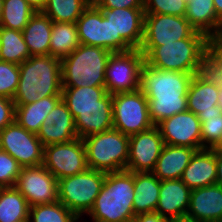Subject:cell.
<instances>
[{"mask_svg": "<svg viewBox=\"0 0 222 222\" xmlns=\"http://www.w3.org/2000/svg\"><path fill=\"white\" fill-rule=\"evenodd\" d=\"M53 21L42 11L36 12L22 31L30 56L49 55Z\"/></svg>", "mask_w": 222, "mask_h": 222, "instance_id": "cb8c5ba5", "label": "cell"}, {"mask_svg": "<svg viewBox=\"0 0 222 222\" xmlns=\"http://www.w3.org/2000/svg\"><path fill=\"white\" fill-rule=\"evenodd\" d=\"M14 187L25 197L30 207L58 201V180L43 164L23 167Z\"/></svg>", "mask_w": 222, "mask_h": 222, "instance_id": "5bb4252c", "label": "cell"}, {"mask_svg": "<svg viewBox=\"0 0 222 222\" xmlns=\"http://www.w3.org/2000/svg\"><path fill=\"white\" fill-rule=\"evenodd\" d=\"M186 216L199 222H222V187L193 189Z\"/></svg>", "mask_w": 222, "mask_h": 222, "instance_id": "ac0fdd59", "label": "cell"}, {"mask_svg": "<svg viewBox=\"0 0 222 222\" xmlns=\"http://www.w3.org/2000/svg\"><path fill=\"white\" fill-rule=\"evenodd\" d=\"M22 168L11 155L0 150V188L14 187Z\"/></svg>", "mask_w": 222, "mask_h": 222, "instance_id": "f35d334b", "label": "cell"}, {"mask_svg": "<svg viewBox=\"0 0 222 222\" xmlns=\"http://www.w3.org/2000/svg\"><path fill=\"white\" fill-rule=\"evenodd\" d=\"M89 169L105 173L126 170L129 136L114 128L82 139Z\"/></svg>", "mask_w": 222, "mask_h": 222, "instance_id": "8992f818", "label": "cell"}, {"mask_svg": "<svg viewBox=\"0 0 222 222\" xmlns=\"http://www.w3.org/2000/svg\"><path fill=\"white\" fill-rule=\"evenodd\" d=\"M92 0H48L43 13L53 22L76 23Z\"/></svg>", "mask_w": 222, "mask_h": 222, "instance_id": "1f68e13d", "label": "cell"}, {"mask_svg": "<svg viewBox=\"0 0 222 222\" xmlns=\"http://www.w3.org/2000/svg\"><path fill=\"white\" fill-rule=\"evenodd\" d=\"M111 51L80 44L61 60L62 87L105 86V70Z\"/></svg>", "mask_w": 222, "mask_h": 222, "instance_id": "277c9868", "label": "cell"}, {"mask_svg": "<svg viewBox=\"0 0 222 222\" xmlns=\"http://www.w3.org/2000/svg\"><path fill=\"white\" fill-rule=\"evenodd\" d=\"M219 89L206 82L198 74L193 76L187 94V109L199 113L216 112L219 106Z\"/></svg>", "mask_w": 222, "mask_h": 222, "instance_id": "4316f807", "label": "cell"}, {"mask_svg": "<svg viewBox=\"0 0 222 222\" xmlns=\"http://www.w3.org/2000/svg\"><path fill=\"white\" fill-rule=\"evenodd\" d=\"M164 141L157 126L129 136L126 171L152 172L156 166Z\"/></svg>", "mask_w": 222, "mask_h": 222, "instance_id": "9a60e30c", "label": "cell"}, {"mask_svg": "<svg viewBox=\"0 0 222 222\" xmlns=\"http://www.w3.org/2000/svg\"><path fill=\"white\" fill-rule=\"evenodd\" d=\"M217 177L216 185L222 187V148H216Z\"/></svg>", "mask_w": 222, "mask_h": 222, "instance_id": "bcb514c9", "label": "cell"}, {"mask_svg": "<svg viewBox=\"0 0 222 222\" xmlns=\"http://www.w3.org/2000/svg\"><path fill=\"white\" fill-rule=\"evenodd\" d=\"M79 218L59 201L30 207L28 222H77Z\"/></svg>", "mask_w": 222, "mask_h": 222, "instance_id": "e575fe53", "label": "cell"}, {"mask_svg": "<svg viewBox=\"0 0 222 222\" xmlns=\"http://www.w3.org/2000/svg\"><path fill=\"white\" fill-rule=\"evenodd\" d=\"M186 4H188L190 2V0H183Z\"/></svg>", "mask_w": 222, "mask_h": 222, "instance_id": "f5cc1de1", "label": "cell"}, {"mask_svg": "<svg viewBox=\"0 0 222 222\" xmlns=\"http://www.w3.org/2000/svg\"><path fill=\"white\" fill-rule=\"evenodd\" d=\"M132 222H170V219L162 217L154 212L135 215Z\"/></svg>", "mask_w": 222, "mask_h": 222, "instance_id": "f6af8a7d", "label": "cell"}, {"mask_svg": "<svg viewBox=\"0 0 222 222\" xmlns=\"http://www.w3.org/2000/svg\"><path fill=\"white\" fill-rule=\"evenodd\" d=\"M36 13L26 0H3L0 26L23 31L30 18Z\"/></svg>", "mask_w": 222, "mask_h": 222, "instance_id": "d6a6232c", "label": "cell"}, {"mask_svg": "<svg viewBox=\"0 0 222 222\" xmlns=\"http://www.w3.org/2000/svg\"><path fill=\"white\" fill-rule=\"evenodd\" d=\"M156 126L164 144L201 150V121L191 111L177 113Z\"/></svg>", "mask_w": 222, "mask_h": 222, "instance_id": "2e32d148", "label": "cell"}, {"mask_svg": "<svg viewBox=\"0 0 222 222\" xmlns=\"http://www.w3.org/2000/svg\"><path fill=\"white\" fill-rule=\"evenodd\" d=\"M160 187L161 180L152 172H134L133 211L135 215L155 212Z\"/></svg>", "mask_w": 222, "mask_h": 222, "instance_id": "603a6c76", "label": "cell"}, {"mask_svg": "<svg viewBox=\"0 0 222 222\" xmlns=\"http://www.w3.org/2000/svg\"><path fill=\"white\" fill-rule=\"evenodd\" d=\"M170 222H199V221L184 216L181 218L171 219Z\"/></svg>", "mask_w": 222, "mask_h": 222, "instance_id": "681fc988", "label": "cell"}, {"mask_svg": "<svg viewBox=\"0 0 222 222\" xmlns=\"http://www.w3.org/2000/svg\"><path fill=\"white\" fill-rule=\"evenodd\" d=\"M186 6L183 0H144V13L185 17Z\"/></svg>", "mask_w": 222, "mask_h": 222, "instance_id": "8d00e7d4", "label": "cell"}, {"mask_svg": "<svg viewBox=\"0 0 222 222\" xmlns=\"http://www.w3.org/2000/svg\"><path fill=\"white\" fill-rule=\"evenodd\" d=\"M207 36L195 31L189 38L155 47L145 63L162 70L198 74L201 60L206 55Z\"/></svg>", "mask_w": 222, "mask_h": 222, "instance_id": "5b68a950", "label": "cell"}, {"mask_svg": "<svg viewBox=\"0 0 222 222\" xmlns=\"http://www.w3.org/2000/svg\"><path fill=\"white\" fill-rule=\"evenodd\" d=\"M80 45L75 23L53 22L49 55L60 60Z\"/></svg>", "mask_w": 222, "mask_h": 222, "instance_id": "f546056e", "label": "cell"}, {"mask_svg": "<svg viewBox=\"0 0 222 222\" xmlns=\"http://www.w3.org/2000/svg\"><path fill=\"white\" fill-rule=\"evenodd\" d=\"M15 121V103L7 97H0V131Z\"/></svg>", "mask_w": 222, "mask_h": 222, "instance_id": "7bdbcfd3", "label": "cell"}, {"mask_svg": "<svg viewBox=\"0 0 222 222\" xmlns=\"http://www.w3.org/2000/svg\"><path fill=\"white\" fill-rule=\"evenodd\" d=\"M20 79L13 97L26 105L49 96H62L61 60L51 55L31 56L19 65Z\"/></svg>", "mask_w": 222, "mask_h": 222, "instance_id": "7a4b0ae2", "label": "cell"}, {"mask_svg": "<svg viewBox=\"0 0 222 222\" xmlns=\"http://www.w3.org/2000/svg\"><path fill=\"white\" fill-rule=\"evenodd\" d=\"M196 30L182 16L145 14L141 53L146 57L155 47L189 38Z\"/></svg>", "mask_w": 222, "mask_h": 222, "instance_id": "30bf717a", "label": "cell"}, {"mask_svg": "<svg viewBox=\"0 0 222 222\" xmlns=\"http://www.w3.org/2000/svg\"><path fill=\"white\" fill-rule=\"evenodd\" d=\"M62 96H49L26 105H15V121L27 131L37 134L51 110Z\"/></svg>", "mask_w": 222, "mask_h": 222, "instance_id": "484cf974", "label": "cell"}, {"mask_svg": "<svg viewBox=\"0 0 222 222\" xmlns=\"http://www.w3.org/2000/svg\"><path fill=\"white\" fill-rule=\"evenodd\" d=\"M145 57L139 49L114 52L105 70V88L111 95L140 89L141 68Z\"/></svg>", "mask_w": 222, "mask_h": 222, "instance_id": "9c48e42d", "label": "cell"}, {"mask_svg": "<svg viewBox=\"0 0 222 222\" xmlns=\"http://www.w3.org/2000/svg\"><path fill=\"white\" fill-rule=\"evenodd\" d=\"M19 79V65L0 61V97H7L13 100Z\"/></svg>", "mask_w": 222, "mask_h": 222, "instance_id": "d590c367", "label": "cell"}, {"mask_svg": "<svg viewBox=\"0 0 222 222\" xmlns=\"http://www.w3.org/2000/svg\"><path fill=\"white\" fill-rule=\"evenodd\" d=\"M196 151L195 148L164 144L152 173L159 180L180 179Z\"/></svg>", "mask_w": 222, "mask_h": 222, "instance_id": "7402d4cb", "label": "cell"}, {"mask_svg": "<svg viewBox=\"0 0 222 222\" xmlns=\"http://www.w3.org/2000/svg\"><path fill=\"white\" fill-rule=\"evenodd\" d=\"M37 137L45 147L51 144L70 142L78 138V134L76 129H58L54 124H42Z\"/></svg>", "mask_w": 222, "mask_h": 222, "instance_id": "74e56055", "label": "cell"}, {"mask_svg": "<svg viewBox=\"0 0 222 222\" xmlns=\"http://www.w3.org/2000/svg\"><path fill=\"white\" fill-rule=\"evenodd\" d=\"M80 44L101 47L114 53L113 28L92 1L75 23Z\"/></svg>", "mask_w": 222, "mask_h": 222, "instance_id": "e0dca14e", "label": "cell"}, {"mask_svg": "<svg viewBox=\"0 0 222 222\" xmlns=\"http://www.w3.org/2000/svg\"><path fill=\"white\" fill-rule=\"evenodd\" d=\"M186 5L185 18L196 31L206 36L222 31L213 0H190Z\"/></svg>", "mask_w": 222, "mask_h": 222, "instance_id": "83f0119b", "label": "cell"}, {"mask_svg": "<svg viewBox=\"0 0 222 222\" xmlns=\"http://www.w3.org/2000/svg\"><path fill=\"white\" fill-rule=\"evenodd\" d=\"M198 75L206 82L222 90V67L214 63L207 55L201 60Z\"/></svg>", "mask_w": 222, "mask_h": 222, "instance_id": "60d3db41", "label": "cell"}, {"mask_svg": "<svg viewBox=\"0 0 222 222\" xmlns=\"http://www.w3.org/2000/svg\"><path fill=\"white\" fill-rule=\"evenodd\" d=\"M134 172L106 173L103 187L88 215L92 222H132Z\"/></svg>", "mask_w": 222, "mask_h": 222, "instance_id": "3957f363", "label": "cell"}, {"mask_svg": "<svg viewBox=\"0 0 222 222\" xmlns=\"http://www.w3.org/2000/svg\"><path fill=\"white\" fill-rule=\"evenodd\" d=\"M218 21L222 24V0H213Z\"/></svg>", "mask_w": 222, "mask_h": 222, "instance_id": "c3c4849f", "label": "cell"}, {"mask_svg": "<svg viewBox=\"0 0 222 222\" xmlns=\"http://www.w3.org/2000/svg\"><path fill=\"white\" fill-rule=\"evenodd\" d=\"M45 168L57 179L73 176L88 169L86 149L82 139L44 147Z\"/></svg>", "mask_w": 222, "mask_h": 222, "instance_id": "7c38bea8", "label": "cell"}, {"mask_svg": "<svg viewBox=\"0 0 222 222\" xmlns=\"http://www.w3.org/2000/svg\"><path fill=\"white\" fill-rule=\"evenodd\" d=\"M193 74L156 69L144 63L140 90L148 100L149 115L156 126L177 113L187 111V94Z\"/></svg>", "mask_w": 222, "mask_h": 222, "instance_id": "6da1fadb", "label": "cell"}, {"mask_svg": "<svg viewBox=\"0 0 222 222\" xmlns=\"http://www.w3.org/2000/svg\"><path fill=\"white\" fill-rule=\"evenodd\" d=\"M30 56L22 31L0 26V61L22 64Z\"/></svg>", "mask_w": 222, "mask_h": 222, "instance_id": "4dcf8cb0", "label": "cell"}, {"mask_svg": "<svg viewBox=\"0 0 222 222\" xmlns=\"http://www.w3.org/2000/svg\"><path fill=\"white\" fill-rule=\"evenodd\" d=\"M74 120L78 138L113 128V107L68 108Z\"/></svg>", "mask_w": 222, "mask_h": 222, "instance_id": "44dd1931", "label": "cell"}, {"mask_svg": "<svg viewBox=\"0 0 222 222\" xmlns=\"http://www.w3.org/2000/svg\"><path fill=\"white\" fill-rule=\"evenodd\" d=\"M206 55L218 66L222 67V31L207 36Z\"/></svg>", "mask_w": 222, "mask_h": 222, "instance_id": "b9f144b4", "label": "cell"}, {"mask_svg": "<svg viewBox=\"0 0 222 222\" xmlns=\"http://www.w3.org/2000/svg\"><path fill=\"white\" fill-rule=\"evenodd\" d=\"M0 150L11 155L22 167L43 163L44 145L37 134L27 131L16 121L0 131Z\"/></svg>", "mask_w": 222, "mask_h": 222, "instance_id": "4fadbf2b", "label": "cell"}, {"mask_svg": "<svg viewBox=\"0 0 222 222\" xmlns=\"http://www.w3.org/2000/svg\"><path fill=\"white\" fill-rule=\"evenodd\" d=\"M106 173L94 169L58 180V201L80 220L92 209L99 195Z\"/></svg>", "mask_w": 222, "mask_h": 222, "instance_id": "52a82bcc", "label": "cell"}, {"mask_svg": "<svg viewBox=\"0 0 222 222\" xmlns=\"http://www.w3.org/2000/svg\"><path fill=\"white\" fill-rule=\"evenodd\" d=\"M113 28L114 52L140 49L143 40L144 8L101 9Z\"/></svg>", "mask_w": 222, "mask_h": 222, "instance_id": "8fae6325", "label": "cell"}, {"mask_svg": "<svg viewBox=\"0 0 222 222\" xmlns=\"http://www.w3.org/2000/svg\"><path fill=\"white\" fill-rule=\"evenodd\" d=\"M219 106H220V109L222 111V90H219Z\"/></svg>", "mask_w": 222, "mask_h": 222, "instance_id": "f907efd6", "label": "cell"}, {"mask_svg": "<svg viewBox=\"0 0 222 222\" xmlns=\"http://www.w3.org/2000/svg\"><path fill=\"white\" fill-rule=\"evenodd\" d=\"M61 95L68 108L113 107L105 86L63 87Z\"/></svg>", "mask_w": 222, "mask_h": 222, "instance_id": "d4e9b609", "label": "cell"}, {"mask_svg": "<svg viewBox=\"0 0 222 222\" xmlns=\"http://www.w3.org/2000/svg\"><path fill=\"white\" fill-rule=\"evenodd\" d=\"M201 121V150L222 147V111L216 106V112L199 113Z\"/></svg>", "mask_w": 222, "mask_h": 222, "instance_id": "836d02e7", "label": "cell"}, {"mask_svg": "<svg viewBox=\"0 0 222 222\" xmlns=\"http://www.w3.org/2000/svg\"><path fill=\"white\" fill-rule=\"evenodd\" d=\"M28 4L38 11H43V9L46 7L48 0H26Z\"/></svg>", "mask_w": 222, "mask_h": 222, "instance_id": "7dc6e473", "label": "cell"}, {"mask_svg": "<svg viewBox=\"0 0 222 222\" xmlns=\"http://www.w3.org/2000/svg\"><path fill=\"white\" fill-rule=\"evenodd\" d=\"M43 124H54L58 129H76L75 120L62 99L51 110Z\"/></svg>", "mask_w": 222, "mask_h": 222, "instance_id": "ab89813d", "label": "cell"}, {"mask_svg": "<svg viewBox=\"0 0 222 222\" xmlns=\"http://www.w3.org/2000/svg\"><path fill=\"white\" fill-rule=\"evenodd\" d=\"M100 9L144 8V0H92Z\"/></svg>", "mask_w": 222, "mask_h": 222, "instance_id": "ee69618b", "label": "cell"}, {"mask_svg": "<svg viewBox=\"0 0 222 222\" xmlns=\"http://www.w3.org/2000/svg\"><path fill=\"white\" fill-rule=\"evenodd\" d=\"M216 177V148H214L196 151L180 179L193 190L214 185Z\"/></svg>", "mask_w": 222, "mask_h": 222, "instance_id": "ffe728a7", "label": "cell"}, {"mask_svg": "<svg viewBox=\"0 0 222 222\" xmlns=\"http://www.w3.org/2000/svg\"><path fill=\"white\" fill-rule=\"evenodd\" d=\"M2 12H3V0H0V20L2 17Z\"/></svg>", "mask_w": 222, "mask_h": 222, "instance_id": "816d5d0a", "label": "cell"}, {"mask_svg": "<svg viewBox=\"0 0 222 222\" xmlns=\"http://www.w3.org/2000/svg\"><path fill=\"white\" fill-rule=\"evenodd\" d=\"M30 206L15 187L0 188V222H28Z\"/></svg>", "mask_w": 222, "mask_h": 222, "instance_id": "f1b7e54d", "label": "cell"}, {"mask_svg": "<svg viewBox=\"0 0 222 222\" xmlns=\"http://www.w3.org/2000/svg\"><path fill=\"white\" fill-rule=\"evenodd\" d=\"M113 128L131 136L154 126L148 108V100L139 89L112 95Z\"/></svg>", "mask_w": 222, "mask_h": 222, "instance_id": "ba28073f", "label": "cell"}, {"mask_svg": "<svg viewBox=\"0 0 222 222\" xmlns=\"http://www.w3.org/2000/svg\"><path fill=\"white\" fill-rule=\"evenodd\" d=\"M191 191L181 179L161 180L155 213L170 220L186 216Z\"/></svg>", "mask_w": 222, "mask_h": 222, "instance_id": "d6986e66", "label": "cell"}]
</instances>
